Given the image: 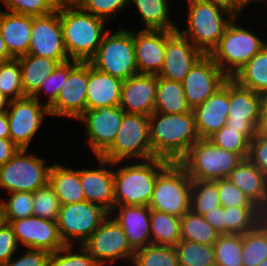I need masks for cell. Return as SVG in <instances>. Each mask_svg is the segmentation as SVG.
Segmentation results:
<instances>
[{"label": "cell", "mask_w": 267, "mask_h": 266, "mask_svg": "<svg viewBox=\"0 0 267 266\" xmlns=\"http://www.w3.org/2000/svg\"><path fill=\"white\" fill-rule=\"evenodd\" d=\"M32 202L34 216L57 221L61 203L49 184L33 192Z\"/></svg>", "instance_id": "f6af8a7d"}, {"label": "cell", "mask_w": 267, "mask_h": 266, "mask_svg": "<svg viewBox=\"0 0 267 266\" xmlns=\"http://www.w3.org/2000/svg\"><path fill=\"white\" fill-rule=\"evenodd\" d=\"M180 231L181 240L206 245H213L220 235L202 215L195 214L191 210L181 217Z\"/></svg>", "instance_id": "e575fe53"}, {"label": "cell", "mask_w": 267, "mask_h": 266, "mask_svg": "<svg viewBox=\"0 0 267 266\" xmlns=\"http://www.w3.org/2000/svg\"><path fill=\"white\" fill-rule=\"evenodd\" d=\"M0 91L10 100L25 97L18 59L0 63Z\"/></svg>", "instance_id": "b9f144b4"}, {"label": "cell", "mask_w": 267, "mask_h": 266, "mask_svg": "<svg viewBox=\"0 0 267 266\" xmlns=\"http://www.w3.org/2000/svg\"><path fill=\"white\" fill-rule=\"evenodd\" d=\"M122 82L97 70L88 62L87 110L119 106Z\"/></svg>", "instance_id": "4316f807"}, {"label": "cell", "mask_w": 267, "mask_h": 266, "mask_svg": "<svg viewBox=\"0 0 267 266\" xmlns=\"http://www.w3.org/2000/svg\"><path fill=\"white\" fill-rule=\"evenodd\" d=\"M260 118H267V91L260 93Z\"/></svg>", "instance_id": "6125c7cd"}, {"label": "cell", "mask_w": 267, "mask_h": 266, "mask_svg": "<svg viewBox=\"0 0 267 266\" xmlns=\"http://www.w3.org/2000/svg\"><path fill=\"white\" fill-rule=\"evenodd\" d=\"M72 248V245H65L51 253L49 266H100L83 245L80 246V253H74Z\"/></svg>", "instance_id": "7dc6e473"}, {"label": "cell", "mask_w": 267, "mask_h": 266, "mask_svg": "<svg viewBox=\"0 0 267 266\" xmlns=\"http://www.w3.org/2000/svg\"><path fill=\"white\" fill-rule=\"evenodd\" d=\"M132 266H179L175 247L150 244L135 251Z\"/></svg>", "instance_id": "60d3db41"}, {"label": "cell", "mask_w": 267, "mask_h": 266, "mask_svg": "<svg viewBox=\"0 0 267 266\" xmlns=\"http://www.w3.org/2000/svg\"><path fill=\"white\" fill-rule=\"evenodd\" d=\"M189 111L182 83L157 76L154 112L182 114Z\"/></svg>", "instance_id": "4dcf8cb0"}, {"label": "cell", "mask_w": 267, "mask_h": 266, "mask_svg": "<svg viewBox=\"0 0 267 266\" xmlns=\"http://www.w3.org/2000/svg\"><path fill=\"white\" fill-rule=\"evenodd\" d=\"M124 110L120 106H101L86 110L77 120L85 123L89 146L99 157L113 142L121 126Z\"/></svg>", "instance_id": "e0dca14e"}, {"label": "cell", "mask_w": 267, "mask_h": 266, "mask_svg": "<svg viewBox=\"0 0 267 266\" xmlns=\"http://www.w3.org/2000/svg\"><path fill=\"white\" fill-rule=\"evenodd\" d=\"M0 32L13 59L28 54L32 33V16L0 10Z\"/></svg>", "instance_id": "484cf974"}, {"label": "cell", "mask_w": 267, "mask_h": 266, "mask_svg": "<svg viewBox=\"0 0 267 266\" xmlns=\"http://www.w3.org/2000/svg\"><path fill=\"white\" fill-rule=\"evenodd\" d=\"M258 266H267V258L263 260Z\"/></svg>", "instance_id": "a7ac6f4b"}, {"label": "cell", "mask_w": 267, "mask_h": 266, "mask_svg": "<svg viewBox=\"0 0 267 266\" xmlns=\"http://www.w3.org/2000/svg\"><path fill=\"white\" fill-rule=\"evenodd\" d=\"M109 214L103 207L86 200L62 204L56 221L62 241L65 245L74 246L76 241L83 245Z\"/></svg>", "instance_id": "8fae6325"}, {"label": "cell", "mask_w": 267, "mask_h": 266, "mask_svg": "<svg viewBox=\"0 0 267 266\" xmlns=\"http://www.w3.org/2000/svg\"><path fill=\"white\" fill-rule=\"evenodd\" d=\"M187 2L188 28L183 31L178 29V31L203 54H210L234 18L208 1L188 0Z\"/></svg>", "instance_id": "5b68a950"}, {"label": "cell", "mask_w": 267, "mask_h": 266, "mask_svg": "<svg viewBox=\"0 0 267 266\" xmlns=\"http://www.w3.org/2000/svg\"><path fill=\"white\" fill-rule=\"evenodd\" d=\"M84 0H52L56 9L65 7H80Z\"/></svg>", "instance_id": "91938a15"}, {"label": "cell", "mask_w": 267, "mask_h": 266, "mask_svg": "<svg viewBox=\"0 0 267 266\" xmlns=\"http://www.w3.org/2000/svg\"><path fill=\"white\" fill-rule=\"evenodd\" d=\"M17 242L25 248L40 249L53 253L65 246L62 241L57 222L30 216L9 222Z\"/></svg>", "instance_id": "d6986e66"}, {"label": "cell", "mask_w": 267, "mask_h": 266, "mask_svg": "<svg viewBox=\"0 0 267 266\" xmlns=\"http://www.w3.org/2000/svg\"><path fill=\"white\" fill-rule=\"evenodd\" d=\"M83 247L95 261L103 266L108 261L113 264L117 260L130 261L132 264L135 251L131 248L123 229L109 214L93 232Z\"/></svg>", "instance_id": "7c38bea8"}, {"label": "cell", "mask_w": 267, "mask_h": 266, "mask_svg": "<svg viewBox=\"0 0 267 266\" xmlns=\"http://www.w3.org/2000/svg\"><path fill=\"white\" fill-rule=\"evenodd\" d=\"M181 218L150 209L152 244L175 247L181 241Z\"/></svg>", "instance_id": "836d02e7"}, {"label": "cell", "mask_w": 267, "mask_h": 266, "mask_svg": "<svg viewBox=\"0 0 267 266\" xmlns=\"http://www.w3.org/2000/svg\"><path fill=\"white\" fill-rule=\"evenodd\" d=\"M263 220L259 207H226V234H244L253 230Z\"/></svg>", "instance_id": "8d00e7d4"}, {"label": "cell", "mask_w": 267, "mask_h": 266, "mask_svg": "<svg viewBox=\"0 0 267 266\" xmlns=\"http://www.w3.org/2000/svg\"><path fill=\"white\" fill-rule=\"evenodd\" d=\"M247 159L267 177V139L256 135L250 140Z\"/></svg>", "instance_id": "f5cc1de1"}, {"label": "cell", "mask_w": 267, "mask_h": 266, "mask_svg": "<svg viewBox=\"0 0 267 266\" xmlns=\"http://www.w3.org/2000/svg\"><path fill=\"white\" fill-rule=\"evenodd\" d=\"M1 2L7 8V12L33 17L56 10L52 0H1Z\"/></svg>", "instance_id": "c3c4849f"}, {"label": "cell", "mask_w": 267, "mask_h": 266, "mask_svg": "<svg viewBox=\"0 0 267 266\" xmlns=\"http://www.w3.org/2000/svg\"><path fill=\"white\" fill-rule=\"evenodd\" d=\"M77 60H68L63 63H59L51 75L41 84L39 90L32 96L39 100V95L45 92L48 95L47 102L44 103L49 107L59 95L61 87L65 84L69 72L79 63ZM43 90V91H42ZM41 92V93H40Z\"/></svg>", "instance_id": "ee69618b"}, {"label": "cell", "mask_w": 267, "mask_h": 266, "mask_svg": "<svg viewBox=\"0 0 267 266\" xmlns=\"http://www.w3.org/2000/svg\"><path fill=\"white\" fill-rule=\"evenodd\" d=\"M117 208L120 209L118 210ZM115 211L118 212L115 213ZM113 213H115L114 216ZM110 215L113 216L116 222L123 229V232L134 251L152 244L149 206H114Z\"/></svg>", "instance_id": "d4e9b609"}, {"label": "cell", "mask_w": 267, "mask_h": 266, "mask_svg": "<svg viewBox=\"0 0 267 266\" xmlns=\"http://www.w3.org/2000/svg\"><path fill=\"white\" fill-rule=\"evenodd\" d=\"M88 62H79L68 74L56 100L48 107L51 116L78 119L87 110Z\"/></svg>", "instance_id": "ac0fdd59"}, {"label": "cell", "mask_w": 267, "mask_h": 266, "mask_svg": "<svg viewBox=\"0 0 267 266\" xmlns=\"http://www.w3.org/2000/svg\"><path fill=\"white\" fill-rule=\"evenodd\" d=\"M192 179L179 162H169L157 175L149 208L181 218L190 210Z\"/></svg>", "instance_id": "8992f818"}, {"label": "cell", "mask_w": 267, "mask_h": 266, "mask_svg": "<svg viewBox=\"0 0 267 266\" xmlns=\"http://www.w3.org/2000/svg\"><path fill=\"white\" fill-rule=\"evenodd\" d=\"M168 163L165 159L155 157L114 170L115 206H149L156 177Z\"/></svg>", "instance_id": "3957f363"}, {"label": "cell", "mask_w": 267, "mask_h": 266, "mask_svg": "<svg viewBox=\"0 0 267 266\" xmlns=\"http://www.w3.org/2000/svg\"><path fill=\"white\" fill-rule=\"evenodd\" d=\"M176 30L133 31L138 73L158 75L163 67L166 39Z\"/></svg>", "instance_id": "7402d4cb"}, {"label": "cell", "mask_w": 267, "mask_h": 266, "mask_svg": "<svg viewBox=\"0 0 267 266\" xmlns=\"http://www.w3.org/2000/svg\"><path fill=\"white\" fill-rule=\"evenodd\" d=\"M229 78L193 113L200 138H209L226 125L229 110Z\"/></svg>", "instance_id": "cb8c5ba5"}, {"label": "cell", "mask_w": 267, "mask_h": 266, "mask_svg": "<svg viewBox=\"0 0 267 266\" xmlns=\"http://www.w3.org/2000/svg\"><path fill=\"white\" fill-rule=\"evenodd\" d=\"M50 255L51 253L45 250L25 248L24 255L15 259L11 257L0 266H49Z\"/></svg>", "instance_id": "816d5d0a"}, {"label": "cell", "mask_w": 267, "mask_h": 266, "mask_svg": "<svg viewBox=\"0 0 267 266\" xmlns=\"http://www.w3.org/2000/svg\"><path fill=\"white\" fill-rule=\"evenodd\" d=\"M89 63L97 70L122 81L138 74L133 32L121 28L111 34L110 29H107L96 54Z\"/></svg>", "instance_id": "ba28073f"}, {"label": "cell", "mask_w": 267, "mask_h": 266, "mask_svg": "<svg viewBox=\"0 0 267 266\" xmlns=\"http://www.w3.org/2000/svg\"><path fill=\"white\" fill-rule=\"evenodd\" d=\"M232 79L254 92L267 91V44L238 70Z\"/></svg>", "instance_id": "1f68e13d"}, {"label": "cell", "mask_w": 267, "mask_h": 266, "mask_svg": "<svg viewBox=\"0 0 267 266\" xmlns=\"http://www.w3.org/2000/svg\"><path fill=\"white\" fill-rule=\"evenodd\" d=\"M19 149L14 156L0 166V187L10 192H35L49 184L51 166L45 160Z\"/></svg>", "instance_id": "30bf717a"}, {"label": "cell", "mask_w": 267, "mask_h": 266, "mask_svg": "<svg viewBox=\"0 0 267 266\" xmlns=\"http://www.w3.org/2000/svg\"><path fill=\"white\" fill-rule=\"evenodd\" d=\"M220 205L226 207H257L241 190L227 179L217 180Z\"/></svg>", "instance_id": "681fc988"}, {"label": "cell", "mask_w": 267, "mask_h": 266, "mask_svg": "<svg viewBox=\"0 0 267 266\" xmlns=\"http://www.w3.org/2000/svg\"><path fill=\"white\" fill-rule=\"evenodd\" d=\"M208 139L219 148L248 157L250 141L235 129L223 126Z\"/></svg>", "instance_id": "bcb514c9"}, {"label": "cell", "mask_w": 267, "mask_h": 266, "mask_svg": "<svg viewBox=\"0 0 267 266\" xmlns=\"http://www.w3.org/2000/svg\"><path fill=\"white\" fill-rule=\"evenodd\" d=\"M228 78L209 54L201 56L182 82L190 109L193 110L204 103Z\"/></svg>", "instance_id": "9a60e30c"}, {"label": "cell", "mask_w": 267, "mask_h": 266, "mask_svg": "<svg viewBox=\"0 0 267 266\" xmlns=\"http://www.w3.org/2000/svg\"><path fill=\"white\" fill-rule=\"evenodd\" d=\"M226 179L262 211L267 208V177L248 159L242 161Z\"/></svg>", "instance_id": "83f0119b"}, {"label": "cell", "mask_w": 267, "mask_h": 266, "mask_svg": "<svg viewBox=\"0 0 267 266\" xmlns=\"http://www.w3.org/2000/svg\"><path fill=\"white\" fill-rule=\"evenodd\" d=\"M136 6L145 30H178L169 19V0H130Z\"/></svg>", "instance_id": "d6a6232c"}, {"label": "cell", "mask_w": 267, "mask_h": 266, "mask_svg": "<svg viewBox=\"0 0 267 266\" xmlns=\"http://www.w3.org/2000/svg\"><path fill=\"white\" fill-rule=\"evenodd\" d=\"M263 221L267 225V208L263 211Z\"/></svg>", "instance_id": "003e7915"}, {"label": "cell", "mask_w": 267, "mask_h": 266, "mask_svg": "<svg viewBox=\"0 0 267 266\" xmlns=\"http://www.w3.org/2000/svg\"><path fill=\"white\" fill-rule=\"evenodd\" d=\"M10 99L0 91V113L7 112Z\"/></svg>", "instance_id": "e7e4bbea"}, {"label": "cell", "mask_w": 267, "mask_h": 266, "mask_svg": "<svg viewBox=\"0 0 267 266\" xmlns=\"http://www.w3.org/2000/svg\"><path fill=\"white\" fill-rule=\"evenodd\" d=\"M203 55L176 30L166 39L164 63L157 76L182 83L191 67Z\"/></svg>", "instance_id": "ffe728a7"}, {"label": "cell", "mask_w": 267, "mask_h": 266, "mask_svg": "<svg viewBox=\"0 0 267 266\" xmlns=\"http://www.w3.org/2000/svg\"><path fill=\"white\" fill-rule=\"evenodd\" d=\"M157 75L135 74L122 82L119 106L125 113L150 116L154 112Z\"/></svg>", "instance_id": "44dd1931"}, {"label": "cell", "mask_w": 267, "mask_h": 266, "mask_svg": "<svg viewBox=\"0 0 267 266\" xmlns=\"http://www.w3.org/2000/svg\"><path fill=\"white\" fill-rule=\"evenodd\" d=\"M257 135L263 139H267V118H260L257 127Z\"/></svg>", "instance_id": "be15d7a7"}, {"label": "cell", "mask_w": 267, "mask_h": 266, "mask_svg": "<svg viewBox=\"0 0 267 266\" xmlns=\"http://www.w3.org/2000/svg\"><path fill=\"white\" fill-rule=\"evenodd\" d=\"M28 54L57 60H70L64 45L59 9L41 16H32V33Z\"/></svg>", "instance_id": "2e32d148"}, {"label": "cell", "mask_w": 267, "mask_h": 266, "mask_svg": "<svg viewBox=\"0 0 267 266\" xmlns=\"http://www.w3.org/2000/svg\"><path fill=\"white\" fill-rule=\"evenodd\" d=\"M267 258V225L262 220L253 230L242 234L243 266H258Z\"/></svg>", "instance_id": "d590c367"}, {"label": "cell", "mask_w": 267, "mask_h": 266, "mask_svg": "<svg viewBox=\"0 0 267 266\" xmlns=\"http://www.w3.org/2000/svg\"><path fill=\"white\" fill-rule=\"evenodd\" d=\"M245 159L235 152L219 148L208 138H200L179 161L192 180L226 179Z\"/></svg>", "instance_id": "277c9868"}, {"label": "cell", "mask_w": 267, "mask_h": 266, "mask_svg": "<svg viewBox=\"0 0 267 266\" xmlns=\"http://www.w3.org/2000/svg\"><path fill=\"white\" fill-rule=\"evenodd\" d=\"M213 247L216 266H243L242 234H220Z\"/></svg>", "instance_id": "f35d334b"}, {"label": "cell", "mask_w": 267, "mask_h": 266, "mask_svg": "<svg viewBox=\"0 0 267 266\" xmlns=\"http://www.w3.org/2000/svg\"><path fill=\"white\" fill-rule=\"evenodd\" d=\"M130 0H84L80 8L106 21L117 17L118 11L124 9Z\"/></svg>", "instance_id": "f907efd6"}, {"label": "cell", "mask_w": 267, "mask_h": 266, "mask_svg": "<svg viewBox=\"0 0 267 266\" xmlns=\"http://www.w3.org/2000/svg\"><path fill=\"white\" fill-rule=\"evenodd\" d=\"M18 150L10 139L0 138V166L10 160Z\"/></svg>", "instance_id": "6f0895ef"}, {"label": "cell", "mask_w": 267, "mask_h": 266, "mask_svg": "<svg viewBox=\"0 0 267 266\" xmlns=\"http://www.w3.org/2000/svg\"><path fill=\"white\" fill-rule=\"evenodd\" d=\"M99 166L96 169H79L81 186L85 195V200L99 205L112 212L114 203V171L106 168L119 165L120 162H109L97 157Z\"/></svg>", "instance_id": "603a6c76"}, {"label": "cell", "mask_w": 267, "mask_h": 266, "mask_svg": "<svg viewBox=\"0 0 267 266\" xmlns=\"http://www.w3.org/2000/svg\"><path fill=\"white\" fill-rule=\"evenodd\" d=\"M149 132L153 155L169 162H179L200 139L193 110L182 114L153 112Z\"/></svg>", "instance_id": "6da1fadb"}, {"label": "cell", "mask_w": 267, "mask_h": 266, "mask_svg": "<svg viewBox=\"0 0 267 266\" xmlns=\"http://www.w3.org/2000/svg\"><path fill=\"white\" fill-rule=\"evenodd\" d=\"M49 185L54 189L61 205L85 201L79 170L54 163L49 174Z\"/></svg>", "instance_id": "f546056e"}, {"label": "cell", "mask_w": 267, "mask_h": 266, "mask_svg": "<svg viewBox=\"0 0 267 266\" xmlns=\"http://www.w3.org/2000/svg\"><path fill=\"white\" fill-rule=\"evenodd\" d=\"M260 93L229 78V110L226 127L242 133L249 141L257 135L260 120Z\"/></svg>", "instance_id": "5bb4252c"}, {"label": "cell", "mask_w": 267, "mask_h": 266, "mask_svg": "<svg viewBox=\"0 0 267 266\" xmlns=\"http://www.w3.org/2000/svg\"><path fill=\"white\" fill-rule=\"evenodd\" d=\"M212 3L217 8L228 13L232 18H237V15L246 5L253 3L254 0H205Z\"/></svg>", "instance_id": "11a10c76"}, {"label": "cell", "mask_w": 267, "mask_h": 266, "mask_svg": "<svg viewBox=\"0 0 267 266\" xmlns=\"http://www.w3.org/2000/svg\"><path fill=\"white\" fill-rule=\"evenodd\" d=\"M12 59L13 58L10 56L9 52L7 51L6 44L0 32V63L7 62Z\"/></svg>", "instance_id": "94428289"}, {"label": "cell", "mask_w": 267, "mask_h": 266, "mask_svg": "<svg viewBox=\"0 0 267 266\" xmlns=\"http://www.w3.org/2000/svg\"><path fill=\"white\" fill-rule=\"evenodd\" d=\"M18 245L12 227L4 222L0 227V265L6 263L16 253Z\"/></svg>", "instance_id": "db71d44e"}, {"label": "cell", "mask_w": 267, "mask_h": 266, "mask_svg": "<svg viewBox=\"0 0 267 266\" xmlns=\"http://www.w3.org/2000/svg\"><path fill=\"white\" fill-rule=\"evenodd\" d=\"M203 217L219 234H226L225 208L223 206L215 207Z\"/></svg>", "instance_id": "9f6ffc18"}, {"label": "cell", "mask_w": 267, "mask_h": 266, "mask_svg": "<svg viewBox=\"0 0 267 266\" xmlns=\"http://www.w3.org/2000/svg\"><path fill=\"white\" fill-rule=\"evenodd\" d=\"M64 45L69 59L89 62L107 32L106 20L80 7L59 9Z\"/></svg>", "instance_id": "7a4b0ae2"}, {"label": "cell", "mask_w": 267, "mask_h": 266, "mask_svg": "<svg viewBox=\"0 0 267 266\" xmlns=\"http://www.w3.org/2000/svg\"><path fill=\"white\" fill-rule=\"evenodd\" d=\"M34 97L25 96L11 100L7 110L10 140L19 149H28L34 135L39 131L45 116H50L45 104Z\"/></svg>", "instance_id": "4fadbf2b"}, {"label": "cell", "mask_w": 267, "mask_h": 266, "mask_svg": "<svg viewBox=\"0 0 267 266\" xmlns=\"http://www.w3.org/2000/svg\"><path fill=\"white\" fill-rule=\"evenodd\" d=\"M217 180H192L190 210L195 214L204 215L220 206Z\"/></svg>", "instance_id": "ab89813d"}, {"label": "cell", "mask_w": 267, "mask_h": 266, "mask_svg": "<svg viewBox=\"0 0 267 266\" xmlns=\"http://www.w3.org/2000/svg\"><path fill=\"white\" fill-rule=\"evenodd\" d=\"M175 249L179 266H216L213 245L181 240Z\"/></svg>", "instance_id": "74e56055"}, {"label": "cell", "mask_w": 267, "mask_h": 266, "mask_svg": "<svg viewBox=\"0 0 267 266\" xmlns=\"http://www.w3.org/2000/svg\"><path fill=\"white\" fill-rule=\"evenodd\" d=\"M9 194L8 200L4 201L2 198L0 201L6 223L33 216V193L10 192Z\"/></svg>", "instance_id": "7bdbcfd3"}, {"label": "cell", "mask_w": 267, "mask_h": 266, "mask_svg": "<svg viewBox=\"0 0 267 266\" xmlns=\"http://www.w3.org/2000/svg\"><path fill=\"white\" fill-rule=\"evenodd\" d=\"M99 157L113 163L129 158L142 161L155 158L151 149L149 117L124 113L114 142Z\"/></svg>", "instance_id": "9c48e42d"}, {"label": "cell", "mask_w": 267, "mask_h": 266, "mask_svg": "<svg viewBox=\"0 0 267 266\" xmlns=\"http://www.w3.org/2000/svg\"><path fill=\"white\" fill-rule=\"evenodd\" d=\"M17 59L21 67L24 95L31 97L59 64L57 60L32 54H26Z\"/></svg>", "instance_id": "f1b7e54d"}, {"label": "cell", "mask_w": 267, "mask_h": 266, "mask_svg": "<svg viewBox=\"0 0 267 266\" xmlns=\"http://www.w3.org/2000/svg\"><path fill=\"white\" fill-rule=\"evenodd\" d=\"M235 22L234 18L228 24L218 45L209 54L229 78L267 44L254 32L236 25Z\"/></svg>", "instance_id": "52a82bcc"}, {"label": "cell", "mask_w": 267, "mask_h": 266, "mask_svg": "<svg viewBox=\"0 0 267 266\" xmlns=\"http://www.w3.org/2000/svg\"><path fill=\"white\" fill-rule=\"evenodd\" d=\"M0 138L10 139V127L7 113H0Z\"/></svg>", "instance_id": "680465c9"}, {"label": "cell", "mask_w": 267, "mask_h": 266, "mask_svg": "<svg viewBox=\"0 0 267 266\" xmlns=\"http://www.w3.org/2000/svg\"><path fill=\"white\" fill-rule=\"evenodd\" d=\"M4 222L5 221H4L3 210H2V207H1V204H0V227Z\"/></svg>", "instance_id": "03108f58"}]
</instances>
